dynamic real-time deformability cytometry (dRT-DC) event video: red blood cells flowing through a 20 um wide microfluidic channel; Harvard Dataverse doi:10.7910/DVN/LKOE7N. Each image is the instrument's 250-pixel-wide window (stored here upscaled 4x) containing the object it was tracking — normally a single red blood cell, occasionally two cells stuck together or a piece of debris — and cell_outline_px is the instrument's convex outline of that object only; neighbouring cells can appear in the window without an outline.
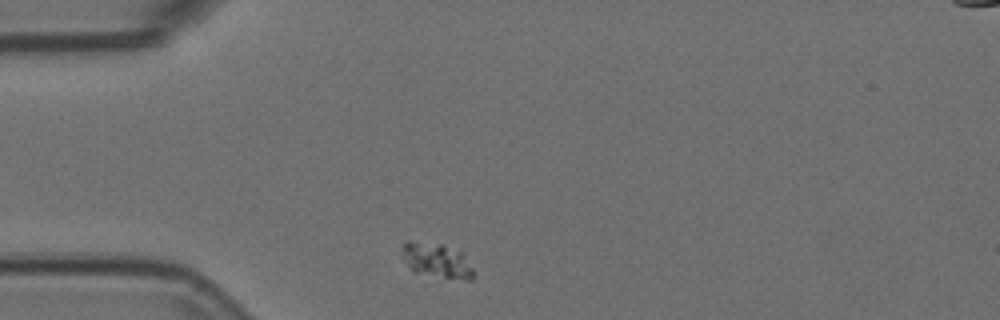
{"species": "Egyptian fruit bat (a non-hibernating species)", "species_latin": "Rousettus aegyptiacus", "temperature_condition": "room temperature", "stored_images_in_passage": 5, "camera_frame_rate_fps": 3000, "um_per_image_px": 0.085, "animal": {"sex": "female"}, "frame": {"image": 1, "passage_image": 1, "time_ms": 0.0, "image_size_px": [1000, 320], "cell_outline_px": [[476, 272], [472, 280], [464, 280], [412, 272], [404, 260], [404, 244], [408, 240], [440, 244], [460, 252]], "centroid_in_image_um": [37.15, 22.16], "position_along_channel_um": 47.9, "area_um2": 14.16}}
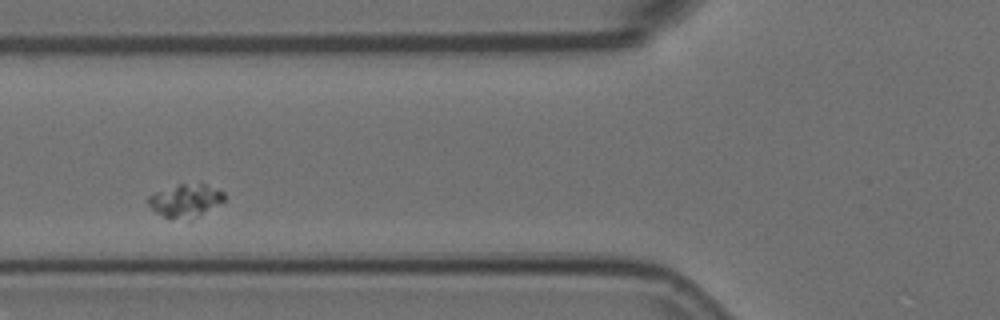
{"frame": {"image": 2, "passage_image": 3, "time_ms": 0.667, "image_size_px": [1000, 320], "cell_outline_px": [[224, 200], [192, 220], [164, 216], [156, 212], [148, 204], [148, 196], [156, 192], [180, 184], [204, 184], [224, 192]], "centroid_in_image_um": [15.76, 17.05], "position_along_channel_um": 110.0, "area_um2": 14.16}}
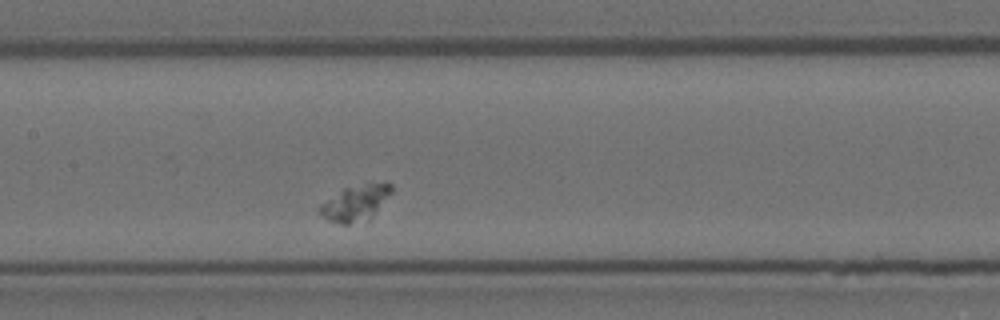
{"frame": {"image": 3, "passage_image": 5, "time_ms": 1.333, "image_size_px": [1000, 320], "cell_outline_px": [[392, 192], [368, 224], [340, 224], [328, 220], [320, 212], [320, 204], [344, 188], [368, 184], [392, 184]], "centroid_in_image_um": [30.25, 17.33], "position_along_channel_um": 177.1, "area_um2": 14.97}}